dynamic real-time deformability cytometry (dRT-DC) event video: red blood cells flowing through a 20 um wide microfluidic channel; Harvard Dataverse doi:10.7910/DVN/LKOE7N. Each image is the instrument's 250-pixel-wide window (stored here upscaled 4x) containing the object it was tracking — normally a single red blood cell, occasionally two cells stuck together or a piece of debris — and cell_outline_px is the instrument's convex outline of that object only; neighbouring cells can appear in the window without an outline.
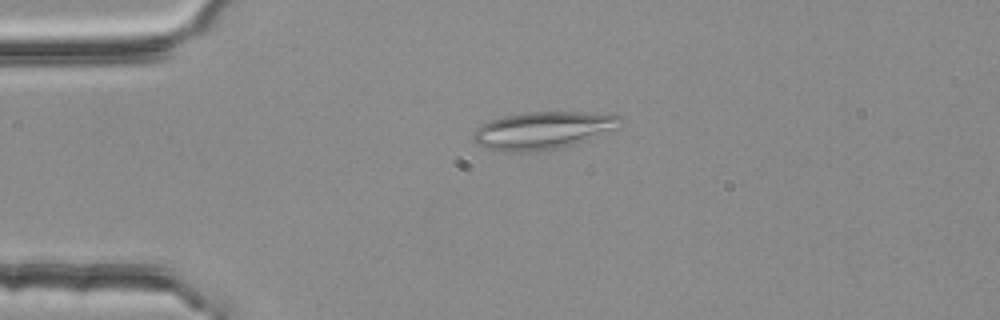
{"species": "common noctule bat (a hibernating species)", "species_latin": "Nyctalus noctula", "temperature_condition": "room temperature", "stored_images_in_passage": 5, "segment_of_instrument_passage": [1, 2], "camera_frame_rate_fps": 3000, "um_per_image_px": 0.085, "animal": {"sex": "female", "body_mass_g": 25.1}, "frame": {"image": 1, "passage_image": 2, "time_ms": 0.333, "image_size_px": [1000, 320], "cell_outline_px": [[624, 116], [620, 128], [572, 144], [544, 152], [504, 152], [484, 148], [476, 144], [472, 136], [476, 128], [480, 124], [504, 116], [528, 112], [608, 112]], "centroid_in_image_um": [46.19, 11.08], "position_along_channel_um": 38.8, "area_um2": 32.77}}